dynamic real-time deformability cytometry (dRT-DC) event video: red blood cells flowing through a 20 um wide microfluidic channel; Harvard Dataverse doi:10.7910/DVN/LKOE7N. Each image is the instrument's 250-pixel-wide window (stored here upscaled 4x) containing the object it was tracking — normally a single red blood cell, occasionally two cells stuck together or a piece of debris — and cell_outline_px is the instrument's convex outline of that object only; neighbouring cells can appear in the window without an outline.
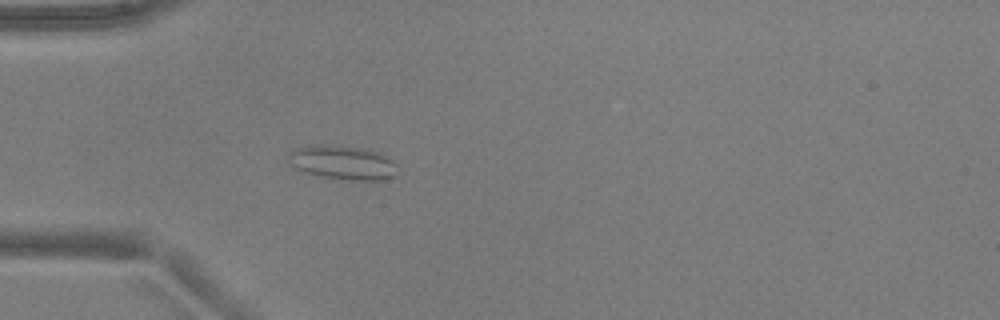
{"species": "common noctule bat (a hibernating species)", "species_latin": "Nyctalus noctula", "temperature_condition": "warm", "stored_images_in_passage": 47, "camera_frame_rate_fps": 3000, "um_per_image_px": 0.085, "animal": {"sex": "male", "body_mass_g": 17.9, "forearm_length_mm": 54.2}, "frame": {"image": 1, "passage_image": 11, "time_ms": 3.333, "image_size_px": [1000, 320], "cell_outline_px": [[396, 164], [392, 176], [384, 180], [348, 180], [324, 176], [304, 172], [296, 168], [288, 160], [288, 156], [296, 148], [312, 144], [320, 144], [368, 148], [380, 152], [392, 160]], "centroid_in_image_um": [29.13, 13.79], "position_along_channel_um": 55.9, "area_um2": 21.5}}
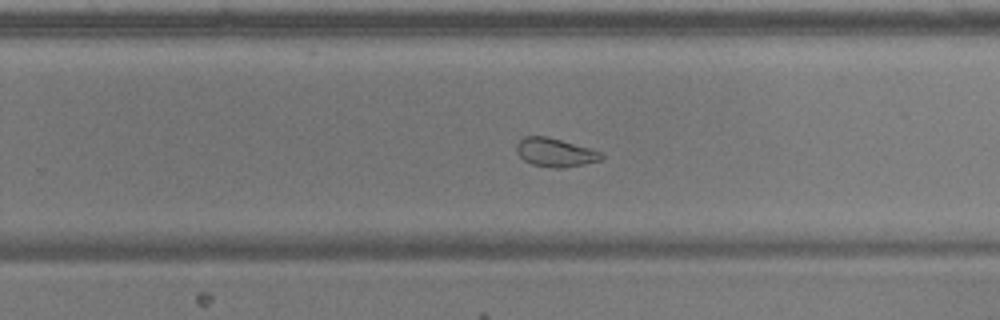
{"frame": {"image": 2, "passage_image": 29, "time_ms": 9.333, "image_size_px": [1000, 320], "cell_outline_px": [[604, 156], [600, 160], [584, 164], [560, 168], [556, 168], [532, 164], [524, 160], [520, 156], [516, 148], [516, 144], [524, 136], [548, 136], [588, 148], [600, 152]], "centroid_in_image_um": [47.16, 12.95], "position_along_channel_um": 282.6, "area_um2": 13.87}}
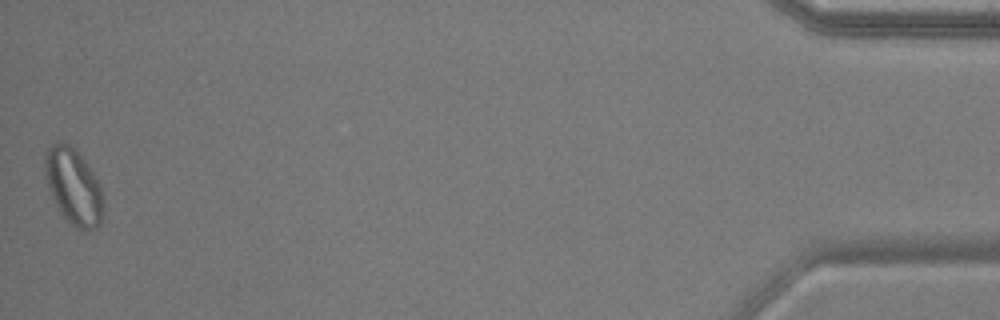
{"frame": {"image": 3, "passage_image": 47, "time_ms": 15.333, "image_size_px": [1000, 320], "cell_outline_px": [[104, 208], [100, 224], [96, 228], [88, 232], [72, 224], [60, 212], [48, 188], [44, 176], [44, 156], [48, 148], [52, 144], [64, 140], [84, 160], [100, 184], [104, 200]], "centroid_in_image_um": [6.25, 15.86], "position_along_channel_um": 429.0, "area_um2": 25.89}, "authors_computed_cell_mechanics": {"area_um2": 18.9006, "velocity_mm_per_s": 3.8958, "shape_relaxation_time_tau1_ms": null, "shape_relaxation_time_tau2_ms": 1.573, "deformation_change_tau1": null, "deformation_change_tau2": 0.0835}}